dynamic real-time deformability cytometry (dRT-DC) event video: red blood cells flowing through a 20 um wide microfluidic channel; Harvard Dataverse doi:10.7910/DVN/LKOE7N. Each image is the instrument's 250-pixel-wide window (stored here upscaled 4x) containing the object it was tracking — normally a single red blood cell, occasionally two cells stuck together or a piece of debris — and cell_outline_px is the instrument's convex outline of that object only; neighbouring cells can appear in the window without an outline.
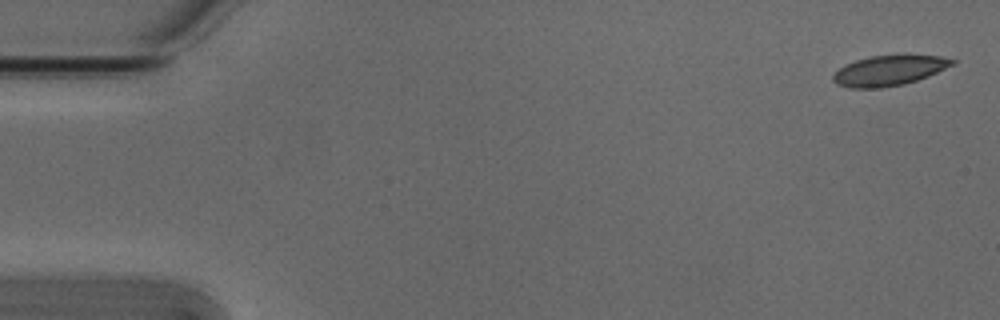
{"species": "Egyptian fruit bat (a non-hibernating species)", "species_latin": "Rousettus aegyptiacus", "temperature_condition": "cold", "stored_images_in_passage": 5, "camera_frame_rate_fps": 3000, "um_per_image_px": 0.085, "animal": {"sex": "male"}, "frame": {"image": 1, "passage_image": 1, "time_ms": 0.0, "image_size_px": [1000, 320], "cell_outline_px": [[956, 64], [928, 76], [904, 84], [880, 88], [852, 88], [836, 84], [832, 80], [832, 76], [844, 64], [856, 60], [872, 56], [904, 52], [908, 52], [940, 56], [956, 60]], "centroid_in_image_um": [75.63, 5.94], "position_along_channel_um": 9.4, "area_um2": 21.73}}
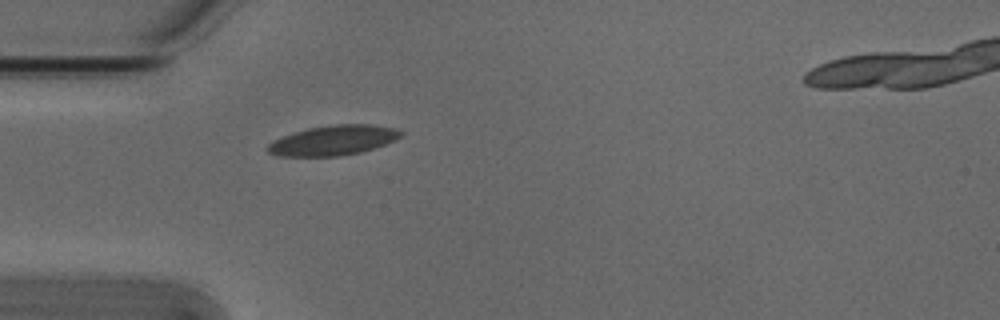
{"frame": {"image": 2, "passage_image": 5, "time_ms": 1.333, "image_size_px": [1000, 320], "cell_outline_px": [[404, 136], [396, 140], [360, 152], [340, 156], [284, 156], [268, 152], [264, 148], [272, 140], [308, 128], [332, 124], [368, 124], [396, 128], [404, 132]], "centroid_in_image_um": [28.35, 11.92], "position_along_channel_um": 56.6, "area_um2": 23.18}}